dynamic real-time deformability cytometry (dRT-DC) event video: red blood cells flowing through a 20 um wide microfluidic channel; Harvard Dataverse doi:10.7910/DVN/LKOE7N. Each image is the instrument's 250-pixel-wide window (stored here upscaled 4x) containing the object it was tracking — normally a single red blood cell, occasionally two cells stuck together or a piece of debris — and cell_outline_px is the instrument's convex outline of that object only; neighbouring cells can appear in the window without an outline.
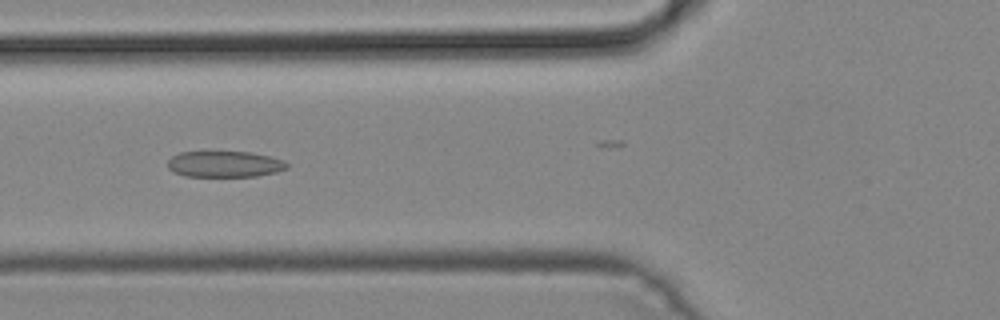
{"species": "common noctule bat (a hibernating species)", "species_latin": "Nyctalus noctula", "temperature_condition": "cold", "stored_images_in_passage": 25, "camera_frame_rate_fps": 3000, "um_per_image_px": 0.085, "animal": {"sex": "male", "body_mass_g": 19.2, "forearm_length_mm": 51.8}, "frame": {"image": 1, "passage_image": 4, "time_ms": 1.0, "image_size_px": [1000, 320], "cell_outline_px": [[288, 168], [276, 172], [256, 176], [184, 176], [172, 172], [168, 168], [168, 160], [172, 156], [180, 152], [248, 152], [268, 156], [284, 160], [288, 164]], "centroid_in_image_um": [19.07, 13.95], "position_along_channel_um": 106.7, "area_um2": 18.09}}
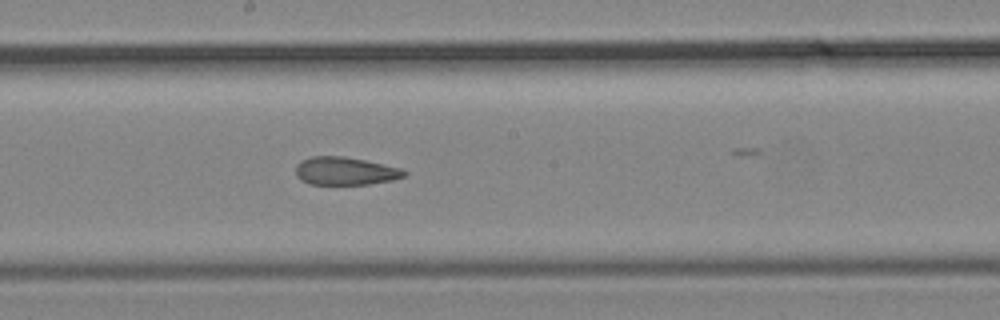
{"frame": {"image": 2, "passage_image": 12, "time_ms": 3.667, "image_size_px": [1000, 320], "cell_outline_px": [[408, 172], [404, 176], [392, 180], [368, 184], [308, 184], [300, 180], [296, 176], [296, 164], [300, 160], [312, 156], [344, 156], [364, 160], [400, 168]], "centroid_in_image_um": [29.29, 14.53], "position_along_channel_um": 218.9, "area_um2": 17.69}}
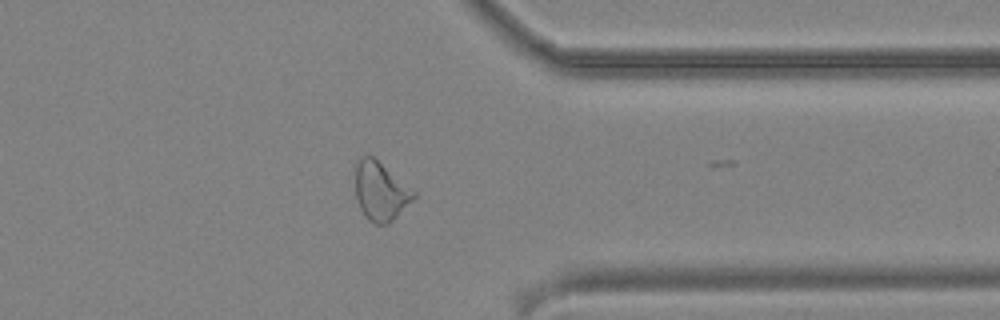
{"frame": {"image": 3, "passage_image": 24, "time_ms": 7.667, "image_size_px": [1000, 320], "cell_outline_px": [[416, 196], [388, 224], [376, 224], [368, 220], [360, 208], [356, 200], [356, 160], [360, 156], [372, 156], [416, 192]], "centroid_in_image_um": [32.32, 16.25], "position_along_channel_um": 379.1, "area_um2": 19.59}}